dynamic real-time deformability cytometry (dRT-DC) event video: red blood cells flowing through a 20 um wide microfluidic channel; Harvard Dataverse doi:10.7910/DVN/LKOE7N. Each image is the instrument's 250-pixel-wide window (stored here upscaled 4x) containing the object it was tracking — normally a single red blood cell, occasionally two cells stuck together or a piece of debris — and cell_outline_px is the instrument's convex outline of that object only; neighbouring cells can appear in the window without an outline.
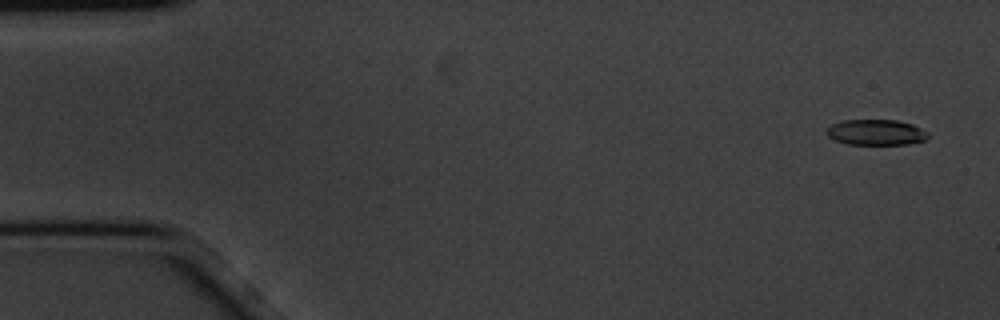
{"species": "common noctule bat (a hibernating species)", "species_latin": "Nyctalus noctula", "temperature_condition": "cold", "stored_images_in_passage": 5, "camera_frame_rate_fps": 3000, "um_per_image_px": 0.085, "animal": {"sex": "male", "body_mass_g": 20.1, "forearm_length_mm": 53.5}, "frame": {"image": 1, "passage_image": 1, "time_ms": 0.0, "image_size_px": [1000, 320], "cell_outline_px": [[928, 136], [924, 140], [908, 144], [848, 144], [836, 140], [828, 136], [824, 132], [832, 124], [840, 120], [896, 120], [912, 124], [928, 132]], "centroid_in_image_um": [74.44, 11.24], "position_along_channel_um": 10.6, "area_um2": 15.09}}
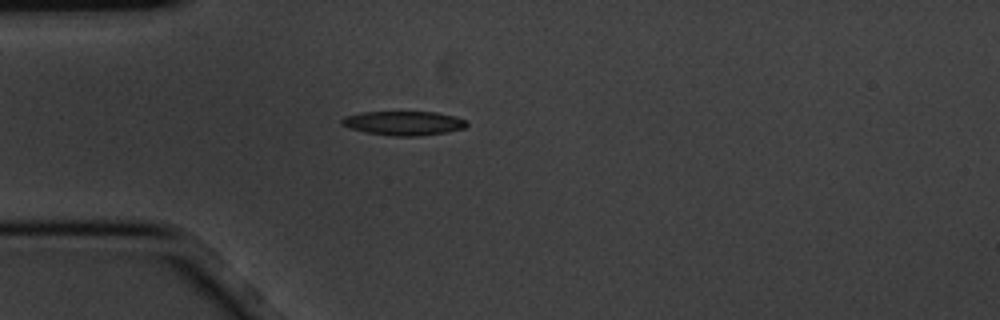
{"frame": {"image": 2, "passage_image": 4, "time_ms": 1.0, "image_size_px": [1000, 320], "cell_outline_px": [[468, 124], [464, 128], [448, 132], [416, 136], [392, 136], [364, 132], [340, 124], [340, 120], [344, 116], [364, 112], [436, 112], [452, 116], [464, 120]], "centroid_in_image_um": [34.28, 10.47], "position_along_channel_um": 50.7, "area_um2": 17.46}}